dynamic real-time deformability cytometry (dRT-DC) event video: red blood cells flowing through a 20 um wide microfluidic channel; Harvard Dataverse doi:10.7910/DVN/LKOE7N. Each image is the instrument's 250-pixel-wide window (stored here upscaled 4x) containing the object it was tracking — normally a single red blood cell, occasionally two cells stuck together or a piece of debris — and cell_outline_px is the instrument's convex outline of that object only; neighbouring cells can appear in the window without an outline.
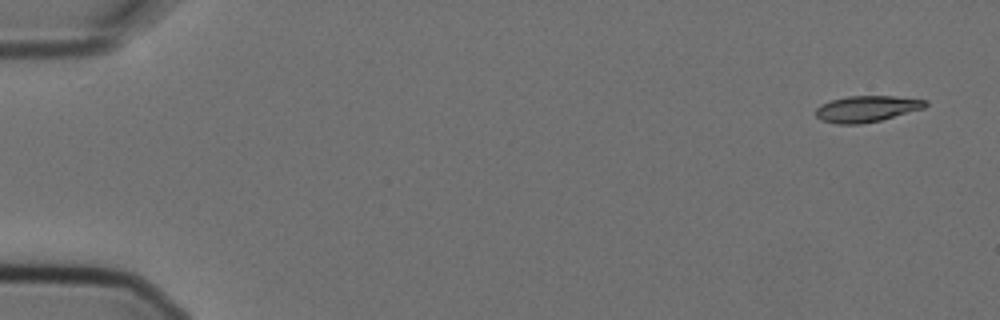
{"species": "Egyptian fruit bat (a non-hibernating species)", "species_latin": "Rousettus aegyptiacus", "temperature_condition": "cold", "stored_images_in_passage": 4, "camera_frame_rate_fps": 3000, "um_per_image_px": 0.085, "animal": {"sex": "female"}, "frame": {"image": 1, "passage_image": 1, "time_ms": 0.0, "image_size_px": [1000, 320], "cell_outline_px": [[928, 104], [924, 108], [880, 120], [860, 124], [836, 124], [820, 120], [816, 116], [816, 108], [820, 104], [832, 100], [848, 96], [896, 96], [928, 100]], "centroid_in_image_um": [73.66, 9.24], "position_along_channel_um": 11.3, "area_um2": 16.76}}